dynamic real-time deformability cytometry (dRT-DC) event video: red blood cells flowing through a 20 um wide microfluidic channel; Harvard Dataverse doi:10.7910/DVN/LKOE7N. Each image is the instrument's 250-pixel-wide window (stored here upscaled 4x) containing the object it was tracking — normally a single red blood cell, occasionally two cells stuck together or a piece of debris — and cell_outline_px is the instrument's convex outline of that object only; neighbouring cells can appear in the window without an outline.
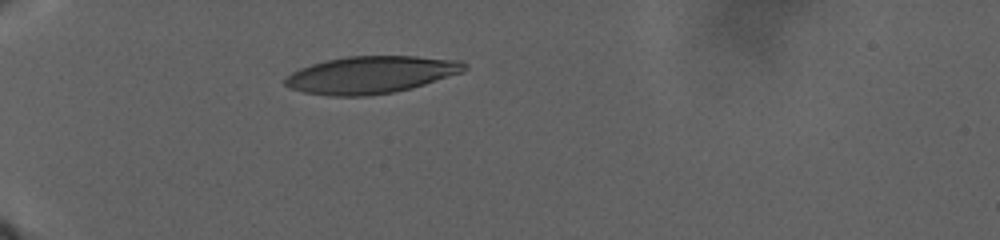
{"species": "human", "species_latin": "Homo sapiens", "temperature_condition": "warm", "stored_images_in_passage": 42, "camera_frame_rate_fps": 3000, "um_per_image_px": 0.085, "donor": {"sex": "male"}, "frame": {"image": 1, "passage_image": 1, "time_ms": 0.0, "image_size_px": [1000, 240], "cell_outline_px": [[468, 68], [464, 72], [412, 88], [392, 92], [368, 96], [328, 96], [304, 92], [288, 88], [284, 84], [284, 76], [300, 68], [312, 64], [328, 60], [348, 56], [416, 56], [460, 60], [468, 64]], "centroid_in_image_um": [31.54, 6.36], "position_along_channel_um": 53.5, "area_um2": 39.19}}
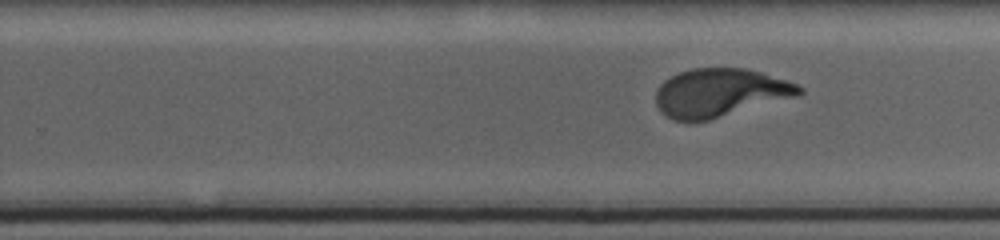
{"frame": {"image": 2, "passage_image": 24, "time_ms": 13.333, "image_size_px": [1000, 240], "cell_outline_px": [[804, 92], [800, 96], [708, 120], [672, 120], [664, 116], [660, 112], [656, 104], [656, 92], [660, 84], [664, 80], [680, 72], [692, 68], [748, 68], [788, 80], [804, 88]], "centroid_in_image_um": [61.23, 7.88], "position_along_channel_um": 268.6, "area_um2": 40.58}}
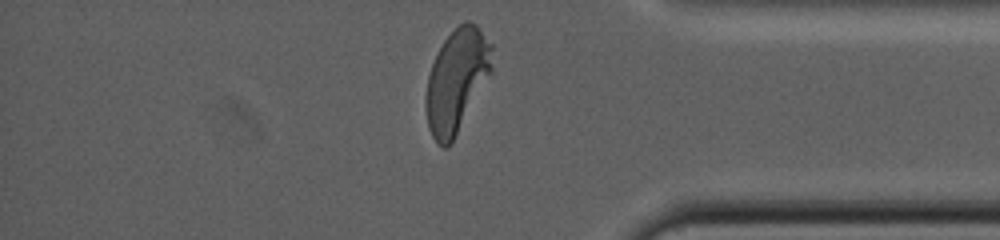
{"frame": {"image": 3, "passage_image": 41, "time_ms": 20.667, "image_size_px": [1000, 240], "cell_outline_px": [[492, 72], [452, 144], [448, 148], [444, 148], [436, 144], [428, 128], [424, 104], [424, 100], [428, 76], [432, 64], [444, 40], [464, 20], [468, 20], [476, 24], [492, 44]], "centroid_in_image_um": [38.81, 6.9], "position_along_channel_um": 396.4, "area_um2": 40.17}}